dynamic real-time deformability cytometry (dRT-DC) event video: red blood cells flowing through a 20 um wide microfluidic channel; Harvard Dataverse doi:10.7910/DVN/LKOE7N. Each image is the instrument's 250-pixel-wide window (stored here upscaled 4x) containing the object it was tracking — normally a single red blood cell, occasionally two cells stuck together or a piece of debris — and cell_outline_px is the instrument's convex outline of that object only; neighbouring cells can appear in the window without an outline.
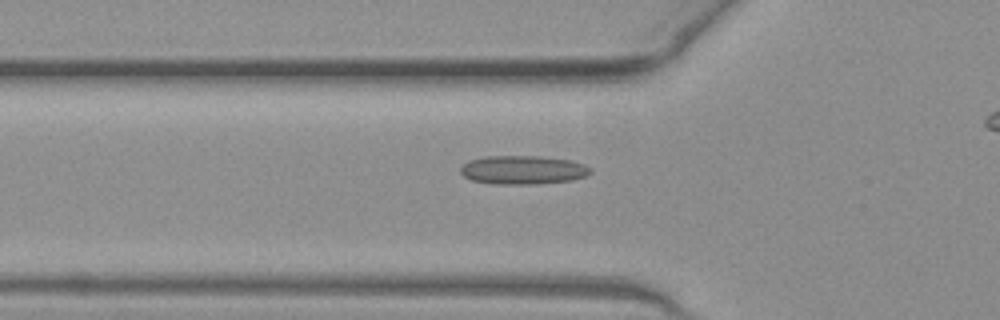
{"species": "common noctule bat (a hibernating species)", "species_latin": "Nyctalus noctula", "temperature_condition": "warm", "stored_images_in_passage": 44, "camera_frame_rate_fps": 3000, "um_per_image_px": 0.085, "animal": {"sex": "female", "body_mass_g": 19.3, "forearm_length_mm": 54.1}, "frame": {"image": 1, "passage_image": 17, "time_ms": 5.333, "image_size_px": [1000, 320], "cell_outline_px": [[592, 172], [584, 176], [572, 180], [536, 184], [492, 184], [472, 180], [464, 176], [460, 172], [460, 168], [468, 160], [484, 156], [540, 156], [568, 160], [584, 164], [592, 168]], "centroid_in_image_um": [44.43, 14.44], "position_along_channel_um": 81.4, "area_um2": 21.79}}
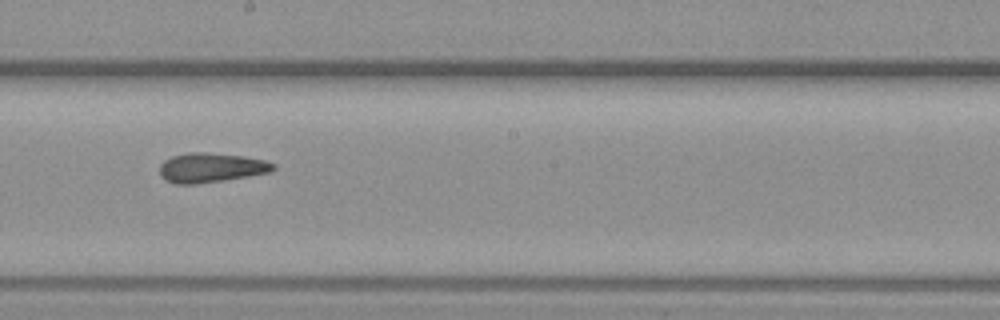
{"frame": {"image": 2, "passage_image": 28, "time_ms": 9.0, "image_size_px": [1000, 320], "cell_outline_px": [[276, 168], [268, 172], [196, 184], [176, 184], [164, 180], [160, 176], [160, 164], [164, 160], [172, 156], [188, 152], [204, 152], [240, 156], [264, 160], [276, 164]], "centroid_in_image_um": [17.86, 14.24], "position_along_channel_um": 230.3, "area_um2": 19.25}}
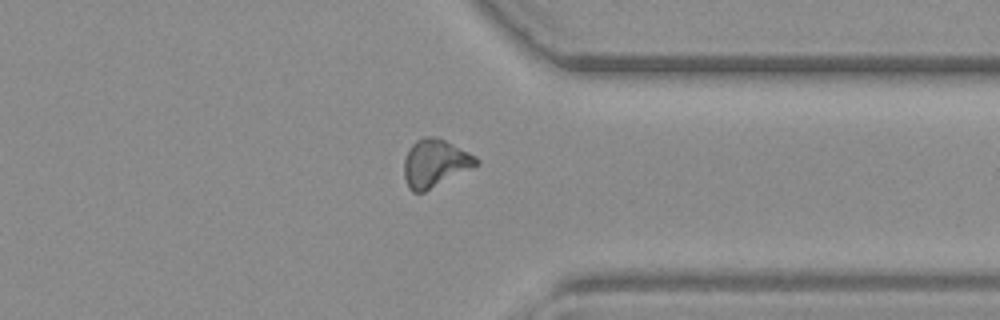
{"frame": {"image": 3, "passage_image": 39, "time_ms": 12.667, "image_size_px": [1000, 320], "cell_outline_px": [[480, 164], [424, 192], [412, 192], [408, 188], [404, 176], [404, 160], [412, 144], [416, 140], [424, 136], [436, 136], [476, 156], [480, 160]], "centroid_in_image_um": [36.97, 13.87], "position_along_channel_um": 374.4, "area_um2": 20.0}, "authors_computed_cell_mechanics": {"area_um2": 19.5075, "velocity_mm_per_s": 4.0408, "shape_relaxation_time_tau1_ms": null, "shape_relaxation_time_tau2_ms": 3.8825, "deformation_change_tau1": null, "deformation_change_tau2": 0.1185}}